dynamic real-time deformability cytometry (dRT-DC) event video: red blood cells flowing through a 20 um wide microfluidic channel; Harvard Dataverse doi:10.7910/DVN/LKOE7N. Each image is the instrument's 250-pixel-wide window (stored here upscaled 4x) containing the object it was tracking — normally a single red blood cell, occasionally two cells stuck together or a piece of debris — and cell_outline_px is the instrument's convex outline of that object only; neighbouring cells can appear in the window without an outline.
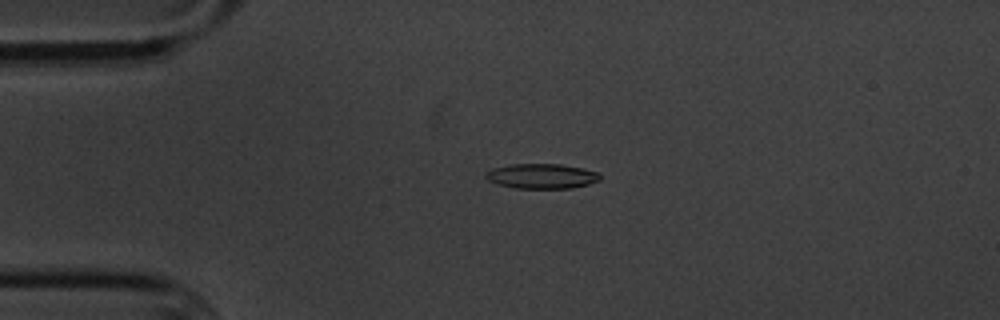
{"species": "common noctule bat (a hibernating species)", "species_latin": "Nyctalus noctula", "temperature_condition": "cold", "stored_images_in_passage": 6, "camera_frame_rate_fps": 3000, "um_per_image_px": 0.085, "animal": {"sex": "male", "body_mass_g": 20.1, "forearm_length_mm": 53.5}, "frame": {"image": 1, "passage_image": 4, "time_ms": 3.333, "image_size_px": [1000, 320], "cell_outline_px": [[600, 180], [588, 184], [572, 188], [516, 188], [500, 184], [488, 180], [484, 176], [492, 168], [512, 164], [560, 164], [580, 168], [596, 172], [600, 176]], "centroid_in_image_um": [46.03, 14.97], "position_along_channel_um": 39.0, "area_um2": 16.3}}
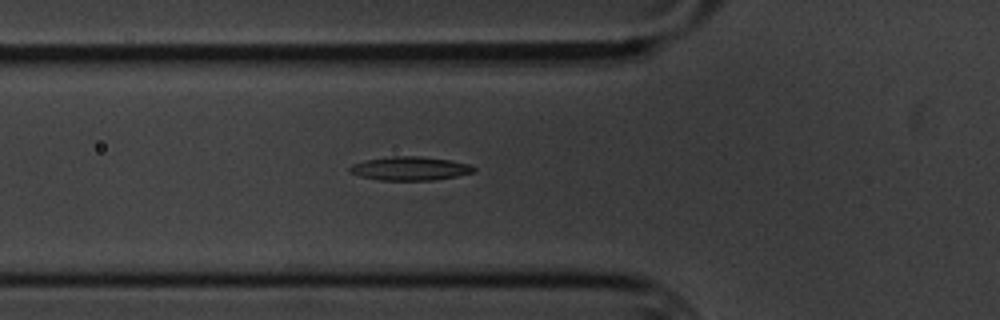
{"frame": {"image": 2, "passage_image": 6, "time_ms": 5.667, "image_size_px": [1000, 320], "cell_outline_px": [[476, 172], [456, 176], [432, 180], [380, 180], [360, 176], [348, 172], [348, 168], [352, 164], [368, 160], [392, 156], [420, 156], [448, 160], [468, 164], [476, 168]], "centroid_in_image_um": [34.84, 14.32], "position_along_channel_um": 91.0, "area_um2": 16.99}}